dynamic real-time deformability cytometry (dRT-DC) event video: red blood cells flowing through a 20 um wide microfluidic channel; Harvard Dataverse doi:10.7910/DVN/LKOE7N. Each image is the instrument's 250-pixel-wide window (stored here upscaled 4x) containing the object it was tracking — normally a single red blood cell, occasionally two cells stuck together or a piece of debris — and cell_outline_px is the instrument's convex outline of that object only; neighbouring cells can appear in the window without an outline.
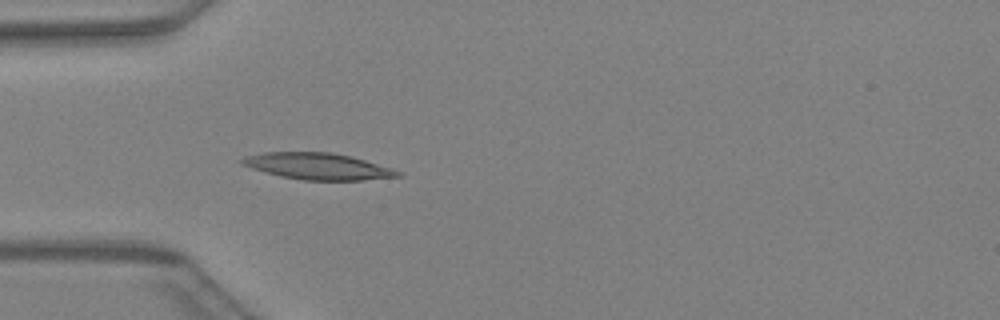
{"species": "Egyptian fruit bat (a non-hibernating species)", "species_latin": "Rousettus aegyptiacus", "temperature_condition": "warm", "stored_images_in_passage": 30, "camera_frame_rate_fps": 3000, "um_per_image_px": 0.085, "animal": {"sex": "female"}, "frame": {"image": 1, "passage_image": 1, "time_ms": 0.0, "image_size_px": [1000, 320], "cell_outline_px": [[404, 176], [364, 180], [304, 180], [280, 176], [264, 172], [240, 164], [236, 160], [244, 156], [264, 152], [328, 152], [352, 156], [392, 168], [400, 172]], "centroid_in_image_um": [26.98, 14.13], "position_along_channel_um": 58.0, "area_um2": 24.22}}
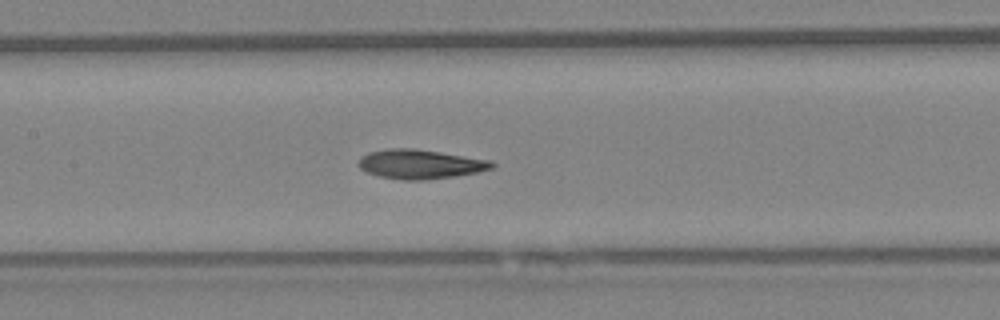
{"frame": {"image": 2, "passage_image": 9, "time_ms": 2.667, "image_size_px": [1000, 320], "cell_outline_px": [[496, 164], [492, 168], [476, 172], [456, 176], [424, 180], [400, 180], [380, 176], [368, 172], [360, 168], [360, 156], [368, 152], [388, 148], [412, 148], [440, 152], [492, 160]], "centroid_in_image_um": [35.73, 13.95], "position_along_channel_um": 171.7, "area_um2": 22.72}}
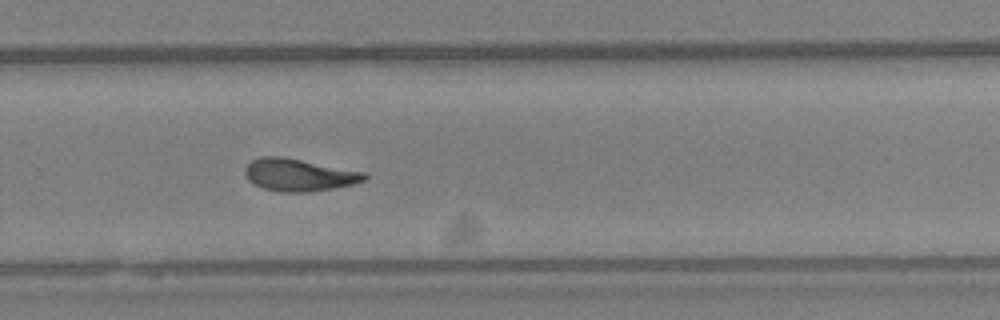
{"frame": {"image": 3, "passage_image": 18, "time_ms": 5.667, "image_size_px": [1000, 320], "cell_outline_px": [[368, 176], [364, 180], [352, 184], [332, 188], [308, 192], [280, 192], [264, 188], [248, 180], [244, 172], [244, 168], [252, 160], [260, 156], [280, 156], [368, 172]], "centroid_in_image_um": [25.41, 14.86], "position_along_channel_um": 304.4, "area_um2": 22.48}}